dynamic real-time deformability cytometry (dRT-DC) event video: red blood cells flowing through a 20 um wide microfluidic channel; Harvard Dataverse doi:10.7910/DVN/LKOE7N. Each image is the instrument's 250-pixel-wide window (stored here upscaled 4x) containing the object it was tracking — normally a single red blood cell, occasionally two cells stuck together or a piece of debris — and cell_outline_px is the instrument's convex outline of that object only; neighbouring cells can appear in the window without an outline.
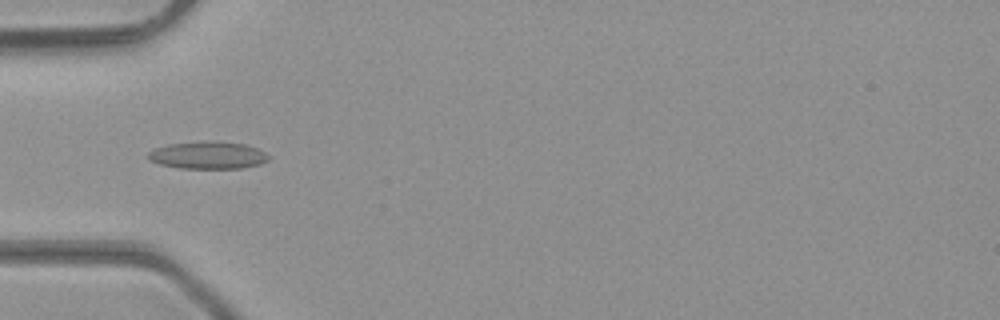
{"species": "common noctule bat (a hibernating species)", "species_latin": "Nyctalus noctula", "temperature_condition": "room temperature", "stored_images_in_passage": 46, "camera_frame_rate_fps": 3000, "um_per_image_px": 0.085, "animal": {"sex": "male", "body_mass_g": 23.1, "forearm_length_mm": 52.7}, "frame": {"image": 1, "passage_image": 14, "time_ms": 4.333, "image_size_px": [1000, 320], "cell_outline_px": [[272, 156], [268, 160], [260, 164], [240, 168], [180, 168], [160, 164], [148, 160], [148, 152], [156, 148], [168, 144], [244, 144], [256, 148]], "centroid_in_image_um": [17.68, 13.25], "position_along_channel_um": 67.3, "area_um2": 18.15}}
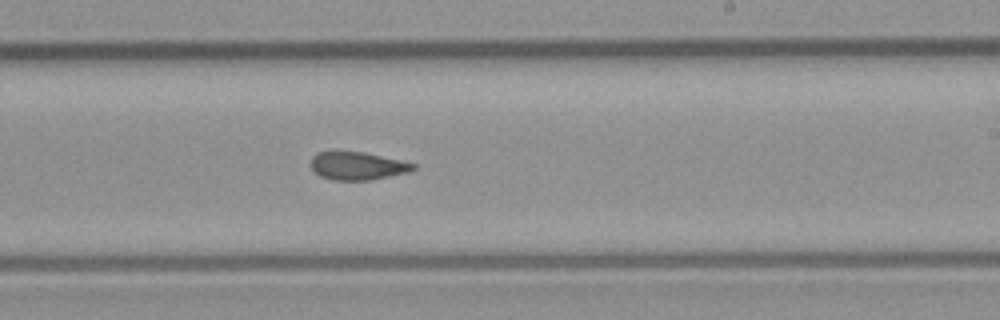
{"frame": {"image": 2, "passage_image": 27, "time_ms": 8.667, "image_size_px": [1000, 320], "cell_outline_px": [[416, 168], [408, 172], [372, 180], [336, 180], [320, 176], [312, 168], [312, 156], [320, 152], [332, 148], [336, 148], [364, 152], [400, 160], [416, 164]], "centroid_in_image_um": [30.35, 14.05], "position_along_channel_um": 258.6, "area_um2": 17.11}}
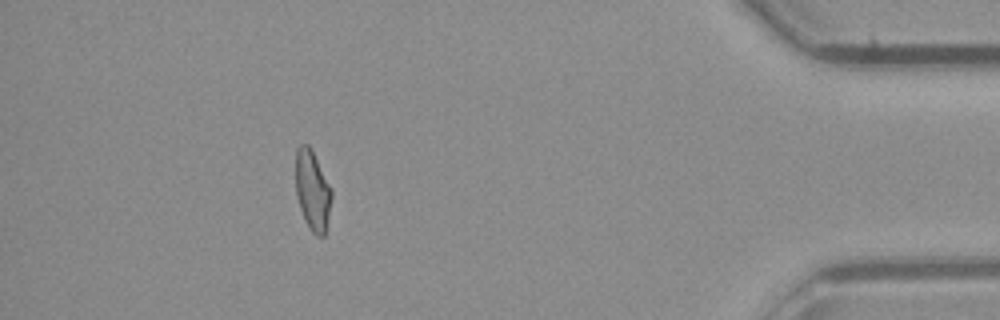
{"frame": {"image": 3, "passage_image": 41, "time_ms": 13.333, "image_size_px": [1000, 320], "cell_outline_px": [[332, 196], [324, 236], [316, 236], [312, 232], [300, 208], [296, 196], [296, 148], [300, 144], [308, 144], [332, 188]], "centroid_in_image_um": [26.56, 16.16], "position_along_channel_um": 408.6, "area_um2": 16.47}, "authors_computed_cell_mechanics": {"area_um2": 17.5134, "velocity_mm_per_s": 4.407, "shape_relaxation_time_tau1_ms": 5.2801, "shape_relaxation_time_tau2_ms": 2.1692, "deformation_change_tau1": 0.1423, "deformation_change_tau2": 0.0893}}